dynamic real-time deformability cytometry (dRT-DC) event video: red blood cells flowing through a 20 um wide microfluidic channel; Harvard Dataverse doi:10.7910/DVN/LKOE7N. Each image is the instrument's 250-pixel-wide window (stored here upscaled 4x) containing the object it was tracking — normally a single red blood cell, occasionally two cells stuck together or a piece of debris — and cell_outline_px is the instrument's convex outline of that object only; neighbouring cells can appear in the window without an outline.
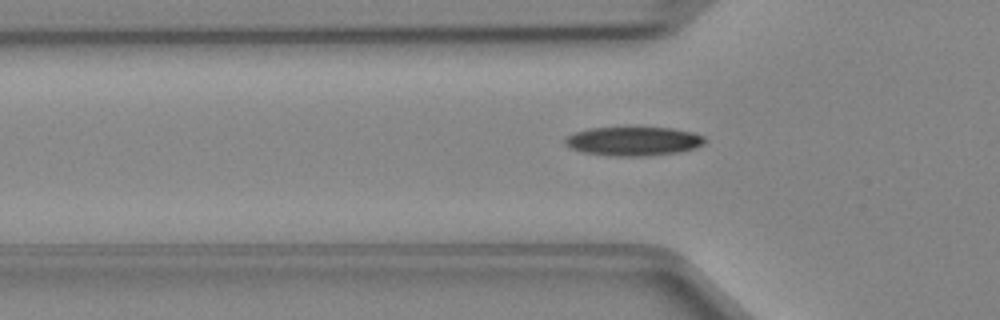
{"species": "Egyptian fruit bat (a non-hibernating species)", "species_latin": "Rousettus aegyptiacus", "temperature_condition": "cold", "stored_images_in_passage": 33, "camera_frame_rate_fps": 3000, "um_per_image_px": 0.085, "animal": {"sex": "female"}, "frame": {"image": 1, "passage_image": 4, "time_ms": 1.0, "image_size_px": [1000, 320], "cell_outline_px": [[708, 140], [704, 144], [680, 152], [648, 156], [616, 156], [584, 152], [572, 148], [564, 144], [564, 140], [568, 136], [576, 132], [588, 128], [628, 124], [672, 128], [692, 132], [704, 136]], "centroid_in_image_um": [53.86, 11.94], "position_along_channel_um": 71.9, "area_um2": 24.62}}
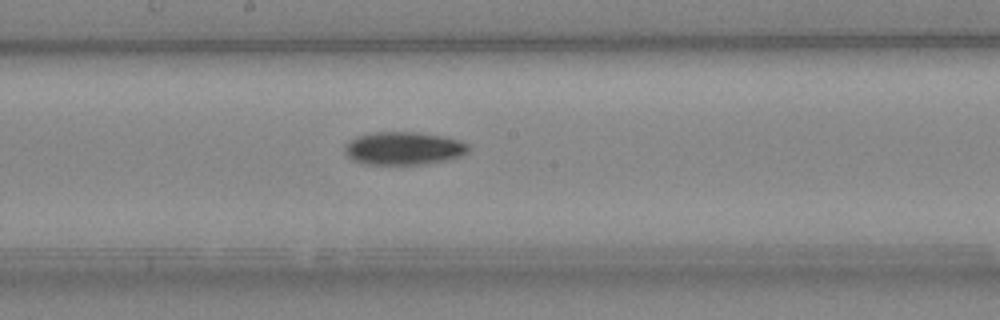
{"frame": {"image": 2, "passage_image": 14, "time_ms": 4.333, "image_size_px": [1000, 320], "cell_outline_px": [[468, 152], [464, 156], [452, 160], [424, 164], [368, 164], [356, 160], [348, 156], [344, 152], [344, 148], [348, 140], [356, 136], [372, 132], [416, 132], [444, 136], [468, 144]], "centroid_in_image_um": [34.34, 12.61], "position_along_channel_um": 213.9, "area_um2": 23.93}}
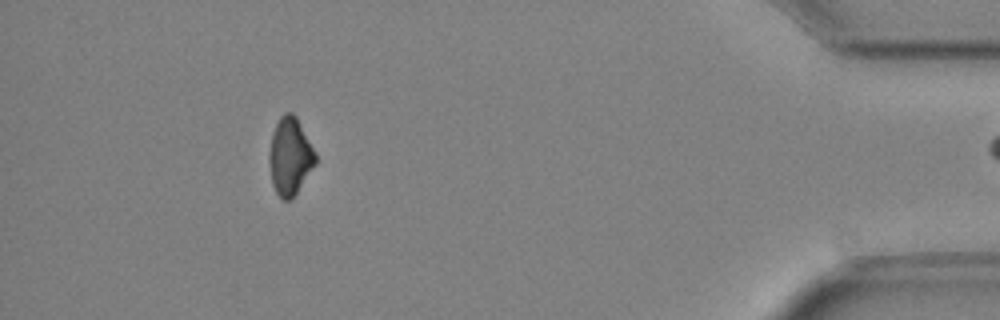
{"frame": {"image": 3, "passage_image": 32, "time_ms": 10.333, "image_size_px": [1000, 320], "cell_outline_px": [[316, 164], [296, 192], [288, 200], [284, 200], [276, 192], [272, 184], [268, 160], [268, 152], [272, 132], [280, 116], [284, 112], [292, 112], [296, 116], [316, 152]], "centroid_in_image_um": [24.63, 13.25], "position_along_channel_um": 410.6, "area_um2": 20.87}}